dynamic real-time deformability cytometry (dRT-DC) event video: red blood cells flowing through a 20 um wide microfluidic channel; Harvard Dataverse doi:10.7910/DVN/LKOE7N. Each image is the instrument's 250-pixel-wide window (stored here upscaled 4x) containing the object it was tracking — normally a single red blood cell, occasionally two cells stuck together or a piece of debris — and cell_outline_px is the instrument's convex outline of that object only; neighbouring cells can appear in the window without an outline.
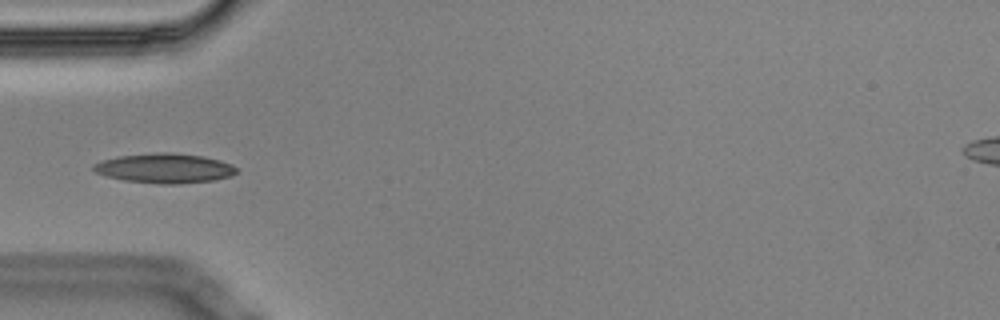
{"species": "Egyptian fruit bat (a non-hibernating species)", "species_latin": "Rousettus aegyptiacus", "temperature_condition": "cold", "stored_images_in_passage": 11, "camera_frame_rate_fps": 3000, "um_per_image_px": 0.085, "animal": {"sex": "male"}, "frame": {"image": 1, "passage_image": 1, "time_ms": 0.0, "image_size_px": [1000, 320], "cell_outline_px": [[236, 172], [232, 176], [216, 180], [180, 184], [160, 184], [124, 180], [108, 176], [96, 172], [92, 168], [92, 164], [104, 160], [120, 156], [156, 152], [172, 152], [204, 156], [220, 160], [232, 164], [236, 168]], "centroid_in_image_um": [14.04, 14.3], "position_along_channel_um": 71.0, "area_um2": 24.8}}
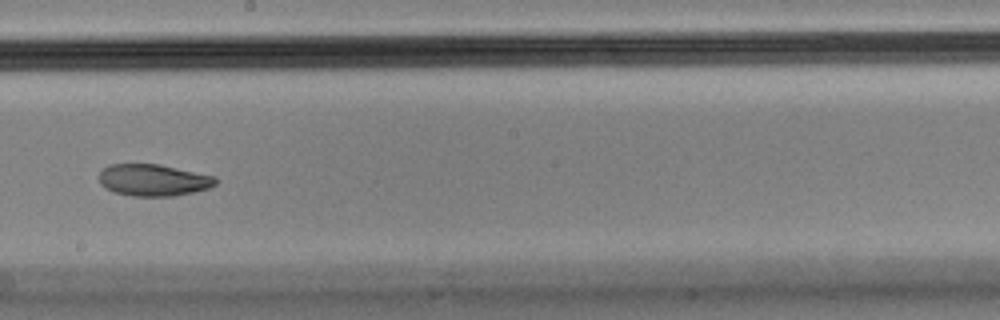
{"frame": {"image": 2, "passage_image": 5, "time_ms": 1.333, "image_size_px": [1000, 320], "cell_outline_px": [[216, 184], [208, 188], [192, 192], [172, 196], [132, 196], [116, 192], [100, 184], [100, 172], [108, 164], [160, 164], [216, 176]], "centroid_in_image_um": [13.05, 15.29], "position_along_channel_um": 235.1, "area_um2": 21.44}}
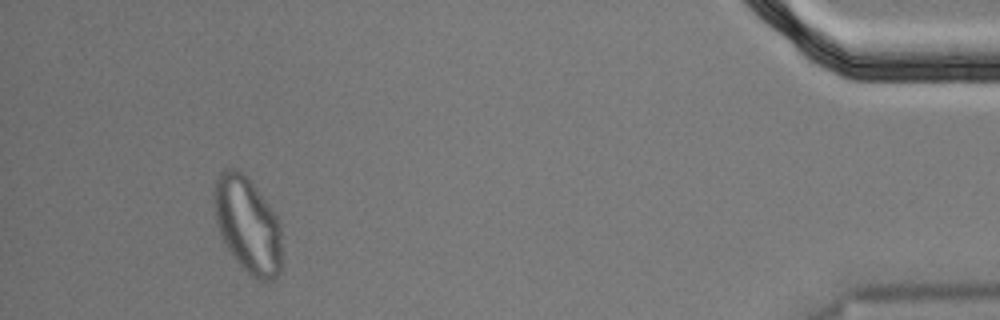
{"frame": {"image": 3, "passage_image": 10, "time_ms": 3.0, "image_size_px": [1000, 320], "cell_outline_px": [[280, 272], [272, 280], [256, 280], [236, 260], [228, 248], [216, 224], [212, 196], [216, 180], [220, 172], [224, 168], [236, 168], [252, 184], [276, 216], [280, 224]], "centroid_in_image_um": [21.01, 19.11], "position_along_channel_um": 414.2, "area_um2": 37.17}}